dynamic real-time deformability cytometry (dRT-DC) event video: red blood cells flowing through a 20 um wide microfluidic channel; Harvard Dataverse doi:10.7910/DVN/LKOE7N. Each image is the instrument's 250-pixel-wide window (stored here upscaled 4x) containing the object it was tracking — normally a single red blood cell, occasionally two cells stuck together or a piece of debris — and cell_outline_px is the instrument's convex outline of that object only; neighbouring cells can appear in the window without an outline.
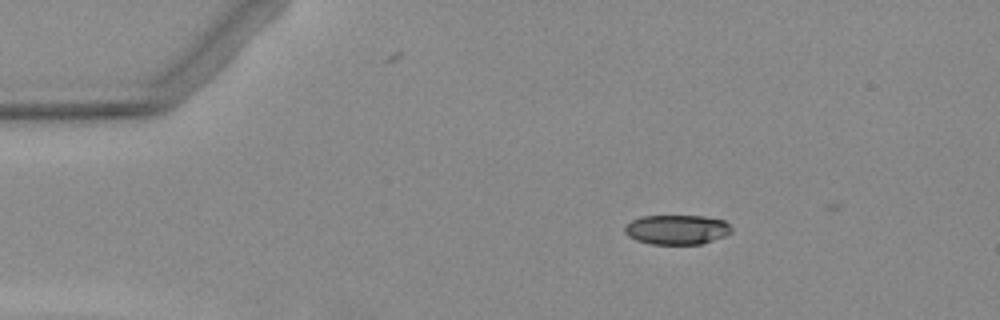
{"species": "Egyptian fruit bat (a non-hibernating species)", "species_latin": "Rousettus aegyptiacus", "temperature_condition": "warm", "stored_images_in_passage": 4, "camera_frame_rate_fps": 3000, "um_per_image_px": 0.085, "animal": {"sex": "female"}, "frame": {"image": 1, "passage_image": 1, "time_ms": 0.0, "image_size_px": [1000, 320], "cell_outline_px": [[732, 232], [724, 236], [700, 244], [652, 244], [636, 240], [628, 236], [624, 232], [624, 224], [640, 216], [704, 216], [724, 220], [732, 228]], "centroid_in_image_um": [57.5, 19.51], "position_along_channel_um": 27.5, "area_um2": 18.5}}
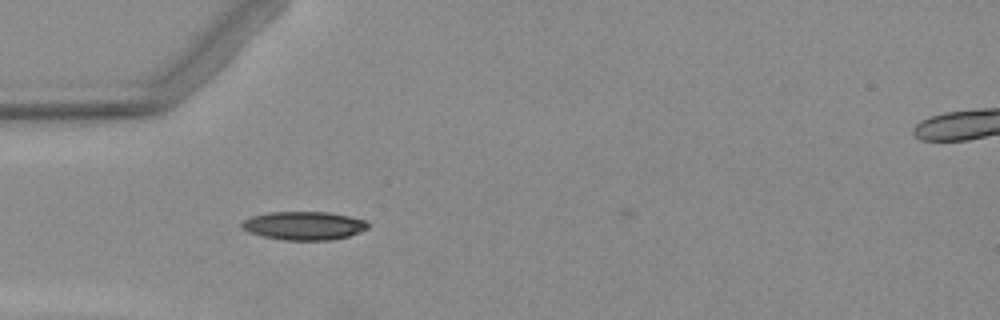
{"frame": {"image": 2, "passage_image": 3, "time_ms": 2.333, "image_size_px": [1000, 320], "cell_outline_px": [[368, 228], [348, 236], [332, 240], [284, 240], [264, 236], [248, 232], [240, 228], [240, 224], [244, 220], [252, 216], [268, 212], [328, 212], [348, 216], [364, 220], [368, 224]], "centroid_in_image_um": [25.79, 19.18], "position_along_channel_um": 59.2, "area_um2": 20.81}}